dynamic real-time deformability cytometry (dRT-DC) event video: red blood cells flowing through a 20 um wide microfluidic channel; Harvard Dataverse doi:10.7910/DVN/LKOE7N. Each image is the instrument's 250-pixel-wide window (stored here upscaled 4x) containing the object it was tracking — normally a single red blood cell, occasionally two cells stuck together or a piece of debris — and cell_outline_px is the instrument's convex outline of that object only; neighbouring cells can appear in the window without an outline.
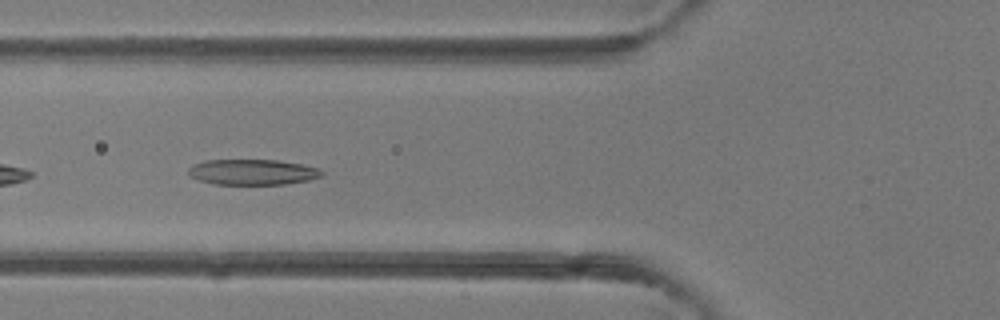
{"species": "common noctule bat (a hibernating species)", "species_latin": "Nyctalus noctula", "temperature_condition": "room temperature", "stored_images_in_passage": 4, "camera_frame_rate_fps": 3000, "um_per_image_px": 0.085, "animal": {"sex": "female"}, "frame": {"image": 1, "passage_image": 4, "time_ms": 3.333, "image_size_px": [1000, 320], "cell_outline_px": [[324, 176], [308, 180], [284, 184], [212, 184], [200, 180], [192, 176], [188, 172], [188, 168], [192, 164], [204, 160], [276, 160], [300, 164], [320, 168], [324, 172]], "centroid_in_image_um": [21.48, 14.62], "position_along_channel_um": 104.3, "area_um2": 19.88}}